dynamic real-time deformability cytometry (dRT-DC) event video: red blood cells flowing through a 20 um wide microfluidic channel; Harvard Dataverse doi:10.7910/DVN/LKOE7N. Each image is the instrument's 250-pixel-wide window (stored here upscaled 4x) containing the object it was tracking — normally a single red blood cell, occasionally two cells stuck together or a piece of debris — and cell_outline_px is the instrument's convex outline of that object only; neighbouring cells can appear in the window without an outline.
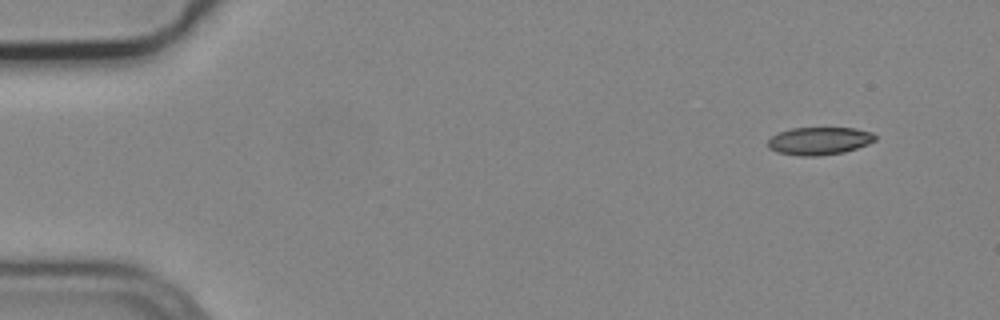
{"species": "common noctule bat (a hibernating species)", "species_latin": "Nyctalus noctula", "temperature_condition": "cold", "stored_images_in_passage": 5, "camera_frame_rate_fps": 3000, "um_per_image_px": 0.085, "animal": {"sex": "male", "body_mass_g": 19.2, "forearm_length_mm": 51.8}, "frame": {"image": 1, "passage_image": 1, "time_ms": 0.0, "image_size_px": [1000, 320], "cell_outline_px": [[876, 140], [868, 144], [844, 152], [820, 156], [800, 156], [776, 152], [768, 148], [768, 140], [776, 132], [792, 128], [856, 128], [872, 132], [876, 136]], "centroid_in_image_um": [69.62, 11.98], "position_along_channel_um": 15.4, "area_um2": 17.51}}
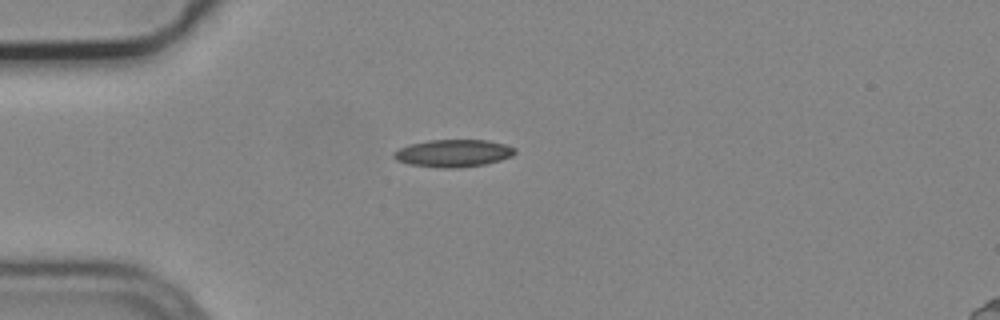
{"frame": {"image": 2, "passage_image": 3, "time_ms": 0.667, "image_size_px": [1000, 320], "cell_outline_px": [[516, 152], [512, 156], [500, 160], [484, 164], [452, 168], [440, 168], [408, 164], [396, 160], [392, 156], [392, 152], [400, 148], [412, 144], [428, 140], [488, 140], [504, 144], [516, 148]], "centroid_in_image_um": [38.52, 13.02], "position_along_channel_um": 46.5, "area_um2": 19.31}}
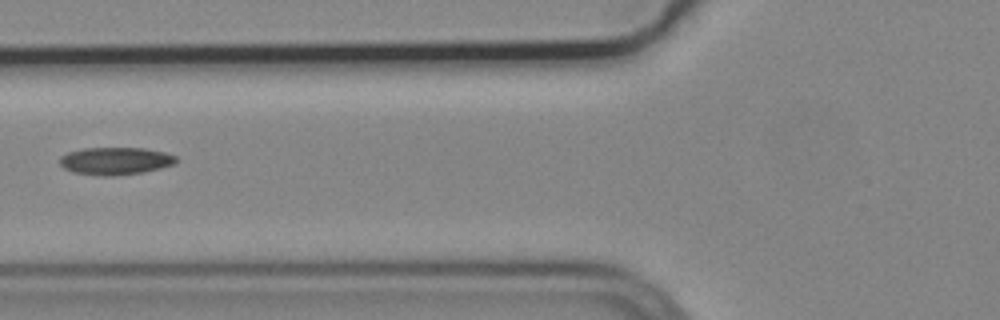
{"frame": {"image": 3, "passage_image": 5, "time_ms": 1.333, "image_size_px": [1000, 320], "cell_outline_px": [[176, 164], [160, 168], [140, 172], [112, 176], [100, 176], [72, 172], [64, 168], [60, 164], [60, 156], [68, 152], [84, 148], [144, 148], [164, 152], [176, 156]], "centroid_in_image_um": [9.79, 13.68], "position_along_channel_um": 116.0, "area_um2": 18.61}}